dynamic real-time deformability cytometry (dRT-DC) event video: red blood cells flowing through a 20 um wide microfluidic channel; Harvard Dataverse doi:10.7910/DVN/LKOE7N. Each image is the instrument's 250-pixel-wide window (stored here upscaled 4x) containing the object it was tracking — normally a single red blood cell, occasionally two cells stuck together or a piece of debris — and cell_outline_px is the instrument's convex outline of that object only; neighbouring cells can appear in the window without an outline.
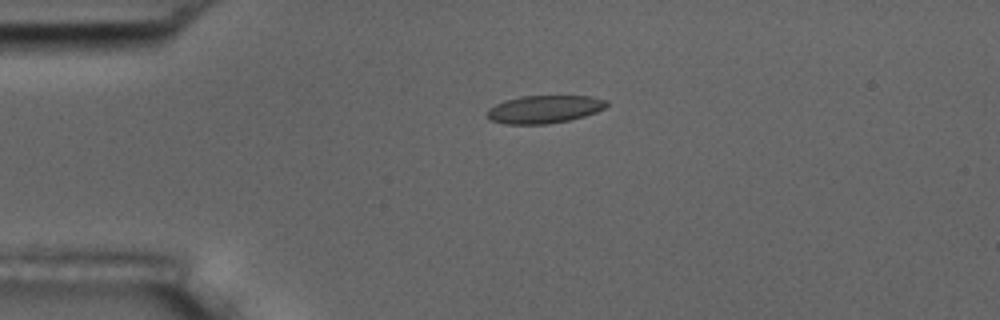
{"species": "common noctule bat (a hibernating species)", "species_latin": "Nyctalus noctula", "temperature_condition": "room temperature", "stored_images_in_passage": 3, "camera_frame_rate_fps": 3000, "um_per_image_px": 0.085, "animal": {"sex": "male", "body_mass_g": 17.5, "forearm_length_mm": 52.3}, "frame": {"image": 1, "passage_image": 2, "time_ms": 2.333, "image_size_px": [1000, 320], "cell_outline_px": [[608, 104], [604, 108], [596, 112], [584, 116], [568, 120], [544, 124], [504, 124], [488, 120], [488, 108], [496, 104], [520, 96], [592, 96], [608, 100]], "centroid_in_image_um": [46.27, 9.28], "position_along_channel_um": 38.7, "area_um2": 19.31}}